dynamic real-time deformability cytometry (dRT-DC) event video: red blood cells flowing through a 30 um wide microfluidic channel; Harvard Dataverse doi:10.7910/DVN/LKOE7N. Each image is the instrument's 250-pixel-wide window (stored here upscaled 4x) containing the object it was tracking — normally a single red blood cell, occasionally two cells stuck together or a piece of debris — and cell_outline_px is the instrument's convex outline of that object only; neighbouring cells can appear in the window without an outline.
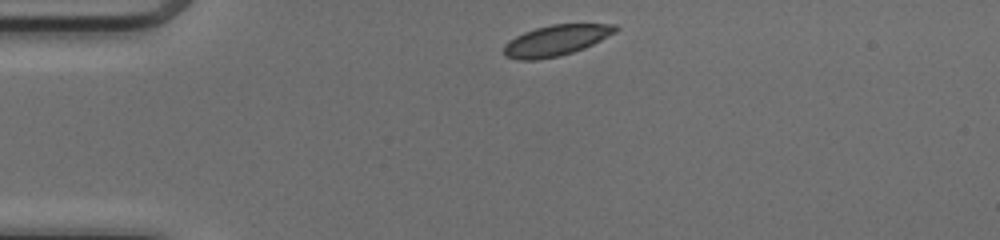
{"species": "common noctule bat (a hibernating species)", "species_latin": "Nyctalus noctula", "temperature_condition": "cold", "stored_images_in_passage": 40, "camera_frame_rate_fps": 3000, "um_per_image_px": 0.085, "animal": {"sex": "female", "body_mass_g": 17.0, "forearm_length_mm": 48.0}, "frame": {"image": 1, "passage_image": 1, "time_ms": 0.0, "image_size_px": [1000, 240], "cell_outline_px": [[620, 28], [616, 32], [584, 48], [560, 56], [536, 60], [516, 60], [504, 56], [504, 44], [508, 40], [524, 32], [536, 28], [552, 24], [616, 24]], "centroid_in_image_um": [47.24, 3.44], "position_along_channel_um": 37.8, "area_um2": 20.06}}
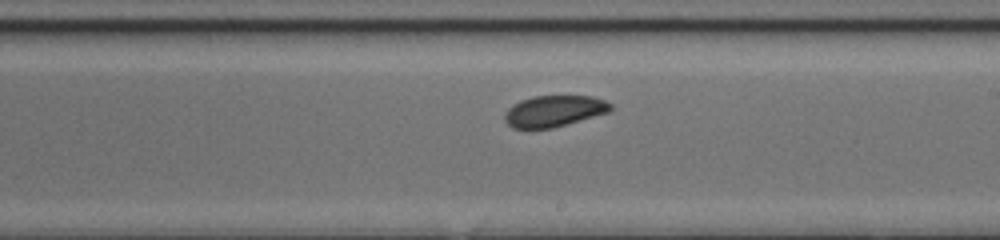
{"frame": {"image": 2, "passage_image": 19, "time_ms": 6.0, "image_size_px": [1000, 240], "cell_outline_px": [[612, 108], [608, 112], [552, 128], [512, 128], [504, 120], [504, 112], [508, 108], [520, 100], [532, 96], [592, 96], [604, 100], [612, 104]], "centroid_in_image_um": [47.06, 9.43], "position_along_channel_um": 241.9, "area_um2": 19.19}}
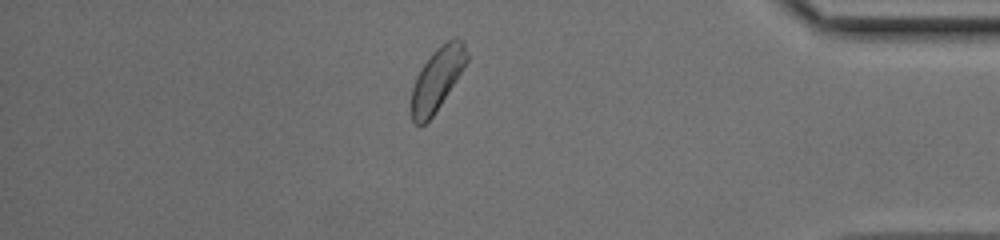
{"frame": {"image": 3, "passage_image": 33, "time_ms": 10.667, "image_size_px": [1000, 240], "cell_outline_px": [[468, 60], [440, 104], [432, 116], [424, 124], [416, 124], [412, 120], [412, 88], [416, 76], [420, 68], [432, 52], [436, 48], [448, 40], [456, 36], [464, 40], [468, 52]], "centroid_in_image_um": [37.17, 6.64], "position_along_channel_um": 398.0, "area_um2": 19.94}, "authors_computed_cell_mechanics": {"area_um2": 20.0566, "velocity_mm_per_s": 4.0717, "shape_relaxation_time_tau1_ms": 1.8228, "shape_relaxation_time_tau2_ms": 2.9412, "deformation_change_tau1": 0.0606, "deformation_change_tau2": 0.0388}}